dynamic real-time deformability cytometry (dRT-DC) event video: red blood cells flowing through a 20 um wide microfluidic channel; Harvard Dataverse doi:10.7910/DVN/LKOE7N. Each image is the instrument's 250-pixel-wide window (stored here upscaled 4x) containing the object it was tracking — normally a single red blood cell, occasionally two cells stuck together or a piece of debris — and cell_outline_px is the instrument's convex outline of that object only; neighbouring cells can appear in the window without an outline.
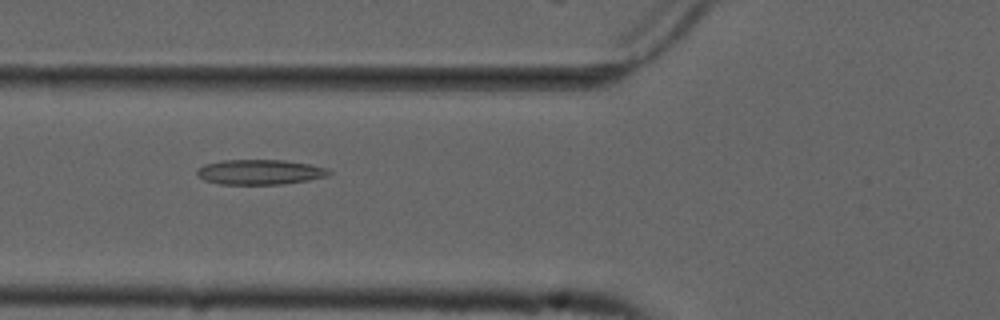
{"species": "common noctule bat (a hibernating species)", "species_latin": "Nyctalus noctula", "temperature_condition": "cold", "stored_images_in_passage": 40, "camera_frame_rate_fps": 3000, "um_per_image_px": 0.085, "animal": {"sex": "male", "forearm_length_mm": 52.5}, "frame": {"image": 1, "passage_image": 7, "time_ms": 2.0, "image_size_px": [1000, 320], "cell_outline_px": [[332, 172], [328, 176], [308, 180], [284, 184], [220, 184], [204, 180], [196, 172], [196, 168], [204, 164], [224, 160], [284, 160], [312, 164], [328, 168]], "centroid_in_image_um": [22.12, 14.62], "position_along_channel_um": 103.7, "area_um2": 19.36}}
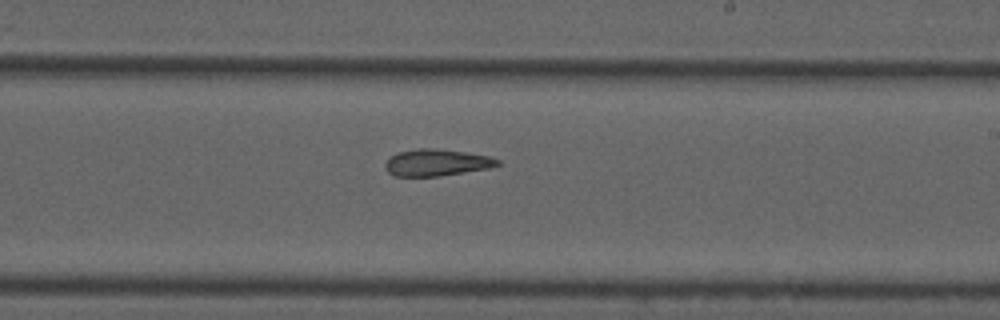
{"frame": {"image": 2, "passage_image": 19, "time_ms": 6.0, "image_size_px": [1000, 320], "cell_outline_px": [[500, 164], [492, 168], [440, 176], [396, 176], [388, 172], [384, 168], [384, 164], [396, 152], [416, 148], [432, 148], [464, 152], [488, 156], [500, 160]], "centroid_in_image_um": [37.11, 13.82], "position_along_channel_um": 251.9, "area_um2": 17.57}}
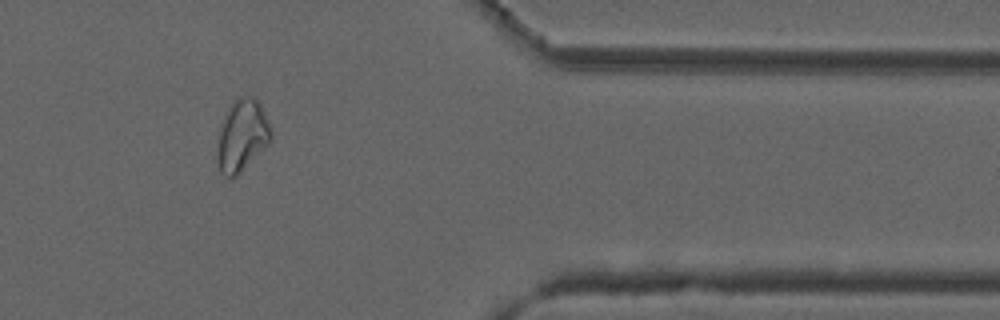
{"frame": {"image": 3, "passage_image": 32, "time_ms": 10.333, "image_size_px": [1000, 320], "cell_outline_px": [[272, 140], [236, 176], [224, 176], [220, 172], [216, 156], [220, 124], [224, 116], [232, 104], [240, 96], [256, 96], [268, 120], [272, 132]], "centroid_in_image_um": [20.57, 11.51], "position_along_channel_um": 390.8, "area_um2": 22.37}, "authors_computed_cell_mechanics": {"area_um2": 18.9295, "velocity_mm_per_s": 3.7041, "shape_relaxation_time_tau1_ms": null, "shape_relaxation_time_tau2_ms": 4.8275, "deformation_change_tau1": null, "deformation_change_tau2": 0.1295}}